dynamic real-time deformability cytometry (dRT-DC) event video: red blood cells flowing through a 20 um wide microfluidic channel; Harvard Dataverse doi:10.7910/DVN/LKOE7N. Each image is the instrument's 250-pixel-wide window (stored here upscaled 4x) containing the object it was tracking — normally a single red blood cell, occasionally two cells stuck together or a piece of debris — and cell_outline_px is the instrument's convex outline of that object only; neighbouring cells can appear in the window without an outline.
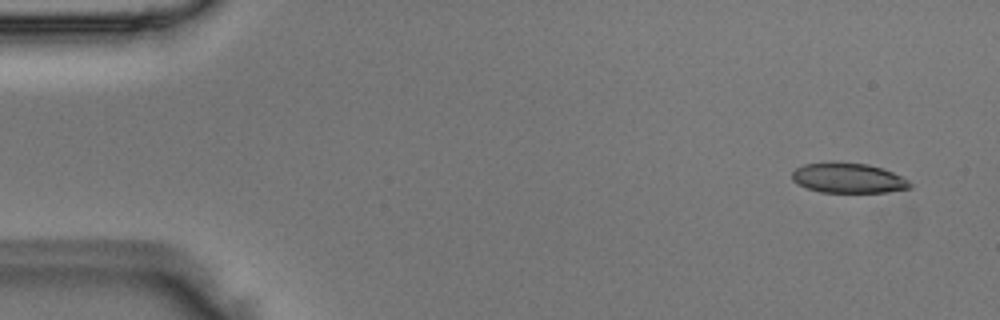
{"species": "Egyptian fruit bat (a non-hibernating species)", "species_latin": "Rousettus aegyptiacus", "temperature_condition": "room temperature", "stored_images_in_passage": 4, "camera_frame_rate_fps": 3000, "um_per_image_px": 0.085, "animal": {"sex": "male"}, "frame": {"image": 1, "passage_image": 1, "time_ms": 0.0, "image_size_px": [1000, 320], "cell_outline_px": [[912, 188], [888, 192], [820, 192], [808, 188], [792, 180], [792, 172], [796, 168], [804, 164], [832, 160], [868, 164], [892, 172], [908, 180], [912, 184]], "centroid_in_image_um": [72.09, 15.11], "position_along_channel_um": 12.9, "area_um2": 20.87}}